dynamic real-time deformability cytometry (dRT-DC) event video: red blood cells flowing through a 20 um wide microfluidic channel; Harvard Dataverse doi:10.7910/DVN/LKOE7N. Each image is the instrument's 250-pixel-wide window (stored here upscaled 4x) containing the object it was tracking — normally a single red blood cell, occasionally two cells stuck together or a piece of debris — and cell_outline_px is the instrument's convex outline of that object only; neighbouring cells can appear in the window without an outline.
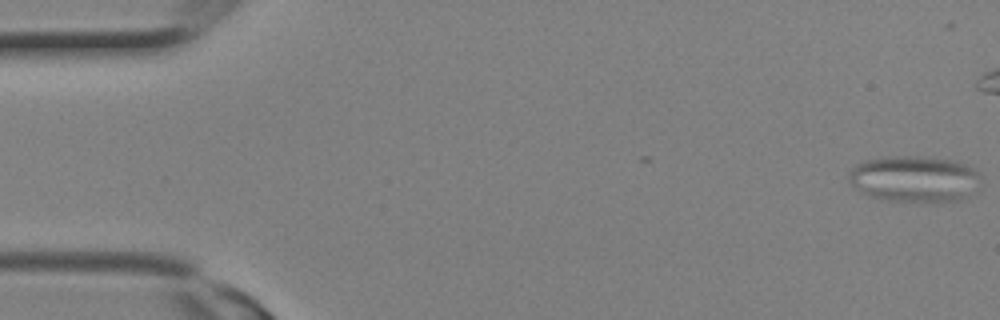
{"species": "Egyptian fruit bat (a non-hibernating species)", "species_latin": "Rousettus aegyptiacus", "temperature_condition": "room temperature", "stored_images_in_passage": 3, "camera_frame_rate_fps": 3000, "um_per_image_px": 0.085, "animal": {"sex": "female"}, "frame": {"image": 1, "passage_image": 3, "time_ms": 0.667, "image_size_px": [1000, 320], "cell_outline_px": [[980, 176], [968, 196], [960, 200], [888, 200], [868, 196], [860, 192], [848, 180], [848, 172], [856, 164], [864, 160], [888, 156], [916, 156], [948, 160], [964, 164], [972, 168]], "centroid_in_image_um": [77.62, 15.18], "position_along_channel_um": 7.4, "area_um2": 34.74}}